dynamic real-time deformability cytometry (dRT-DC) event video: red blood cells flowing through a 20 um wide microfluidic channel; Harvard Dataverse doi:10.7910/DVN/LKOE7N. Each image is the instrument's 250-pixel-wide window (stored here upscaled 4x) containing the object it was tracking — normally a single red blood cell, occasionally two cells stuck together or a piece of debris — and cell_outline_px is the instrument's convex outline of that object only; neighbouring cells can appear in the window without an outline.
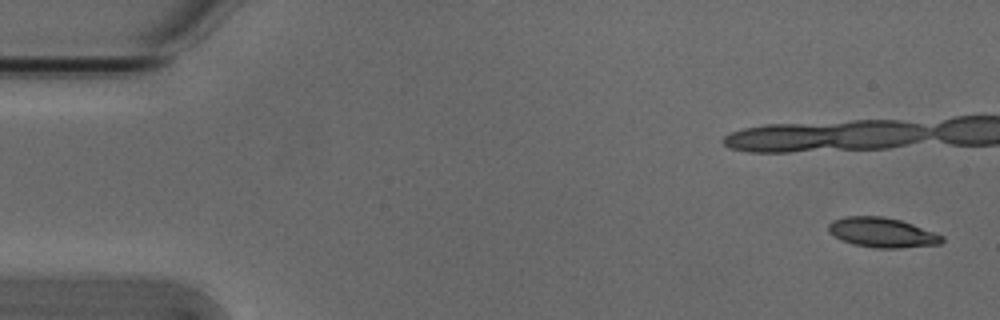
{"species": "Egyptian fruit bat (a non-hibernating species)", "species_latin": "Rousettus aegyptiacus", "temperature_condition": "cold", "stored_images_in_passage": 6, "camera_frame_rate_fps": 3000, "um_per_image_px": 0.085, "animal": {"sex": "male"}, "frame": {"image": 1, "passage_image": 1, "time_ms": 0.0, "image_size_px": [1000, 320], "cell_outline_px": [[944, 240], [940, 244], [896, 248], [876, 248], [856, 244], [844, 240], [828, 232], [828, 224], [832, 220], [844, 216], [884, 216], [900, 220], [912, 224], [944, 236]], "centroid_in_image_um": [74.98, 19.75], "position_along_channel_um": 10.0, "area_um2": 19.48}}